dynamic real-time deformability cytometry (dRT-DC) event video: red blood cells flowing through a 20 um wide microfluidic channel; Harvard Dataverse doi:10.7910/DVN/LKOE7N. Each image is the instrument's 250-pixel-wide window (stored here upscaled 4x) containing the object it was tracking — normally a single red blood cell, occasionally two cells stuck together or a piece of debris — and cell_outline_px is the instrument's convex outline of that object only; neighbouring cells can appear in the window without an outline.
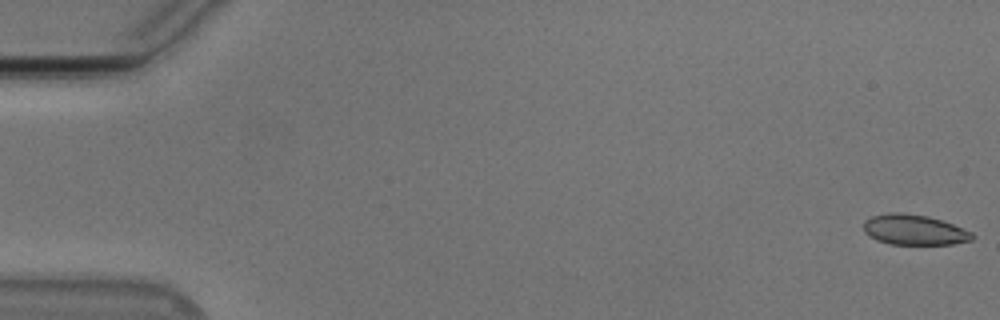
{"species": "Egyptian fruit bat (a non-hibernating species)", "species_latin": "Rousettus aegyptiacus", "temperature_condition": "cold", "stored_images_in_passage": 14, "camera_frame_rate_fps": 3000, "um_per_image_px": 0.085, "animal": {"sex": "male"}, "frame": {"image": 1, "passage_image": 1, "time_ms": 0.0, "image_size_px": [1000, 320], "cell_outline_px": [[976, 236], [972, 240], [952, 244], [892, 244], [876, 240], [864, 232], [864, 220], [872, 216], [888, 212], [900, 212], [928, 216], [952, 224], [972, 232]], "centroid_in_image_um": [77.7, 19.53], "position_along_channel_um": 7.3, "area_um2": 19.19}}